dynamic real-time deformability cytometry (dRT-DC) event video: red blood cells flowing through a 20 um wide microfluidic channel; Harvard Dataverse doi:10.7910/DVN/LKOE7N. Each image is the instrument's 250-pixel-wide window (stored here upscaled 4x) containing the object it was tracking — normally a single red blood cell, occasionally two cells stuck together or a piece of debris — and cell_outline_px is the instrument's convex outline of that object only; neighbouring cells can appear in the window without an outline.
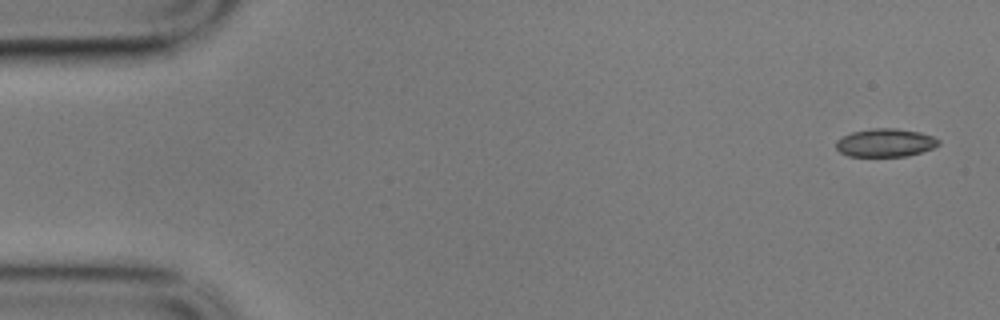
{"species": "common noctule bat (a hibernating species)", "species_latin": "Nyctalus noctula", "temperature_condition": "cold", "stored_images_in_passage": 5, "camera_frame_rate_fps": 3000, "um_per_image_px": 0.085, "animal": {"sex": "male", "body_mass_g": 17.9}, "frame": {"image": 1, "passage_image": 1, "time_ms": 0.0, "image_size_px": [1000, 320], "cell_outline_px": [[940, 144], [932, 148], [908, 156], [848, 156], [840, 152], [836, 148], [836, 140], [852, 132], [872, 128], [896, 128], [920, 132], [932, 136], [940, 140]], "centroid_in_image_um": [75.25, 12.13], "position_along_channel_um": 9.7, "area_um2": 16.82}}
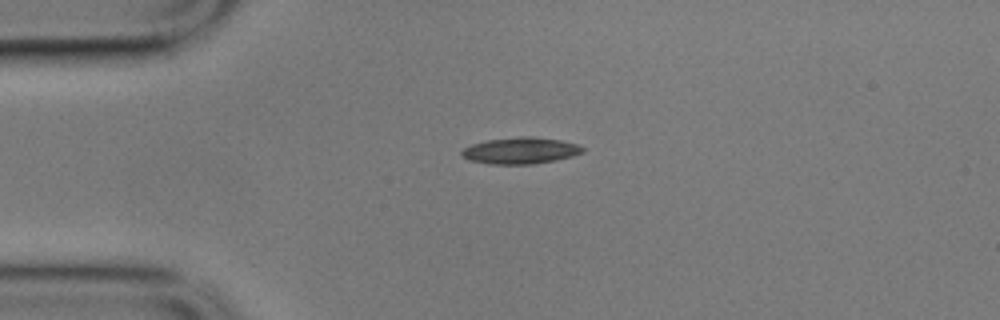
{"frame": {"image": 2, "passage_image": 3, "time_ms": 0.667, "image_size_px": [1000, 320], "cell_outline_px": [[584, 152], [572, 156], [556, 160], [532, 164], [488, 164], [468, 160], [460, 156], [460, 152], [464, 148], [472, 144], [488, 140], [524, 136], [532, 136], [560, 140], [576, 144], [584, 148]], "centroid_in_image_um": [44.21, 12.81], "position_along_channel_um": 40.8, "area_um2": 18.67}}